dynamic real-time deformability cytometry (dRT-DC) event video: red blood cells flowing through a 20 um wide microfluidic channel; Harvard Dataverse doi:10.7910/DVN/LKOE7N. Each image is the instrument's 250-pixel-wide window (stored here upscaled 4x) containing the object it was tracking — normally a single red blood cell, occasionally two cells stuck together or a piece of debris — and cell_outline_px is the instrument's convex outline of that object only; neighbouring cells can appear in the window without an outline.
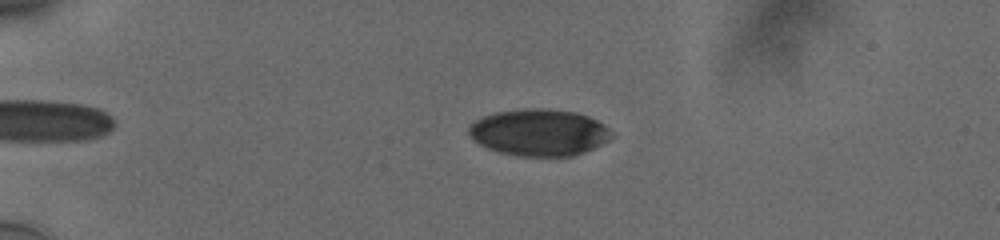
{"species": "human", "species_latin": "Homo sapiens", "temperature_condition": "cold", "stored_images_in_passage": 55, "camera_frame_rate_fps": 3000, "um_per_image_px": 0.085, "donor": {"sex": "male"}, "frame": {"image": 1, "passage_image": 13, "time_ms": 4.0, "image_size_px": [1000, 240], "cell_outline_px": [[616, 136], [584, 152], [572, 156], [516, 156], [500, 152], [488, 148], [472, 140], [468, 136], [468, 128], [476, 120], [484, 116], [496, 112], [528, 108], [544, 108], [576, 112], [588, 116], [604, 124]], "centroid_in_image_um": [45.82, 11.26], "position_along_channel_um": 39.2, "area_um2": 38.96}}
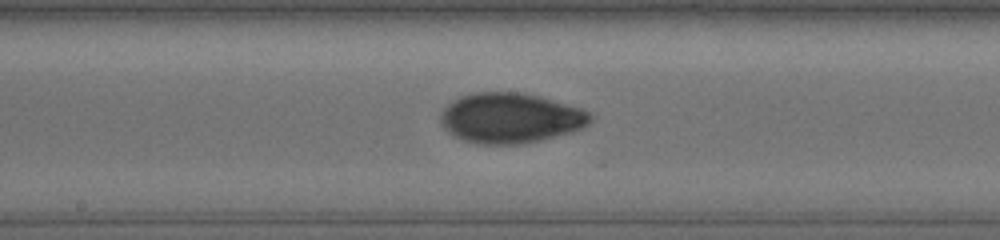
{"frame": {"image": 2, "passage_image": 31, "time_ms": 10.0, "image_size_px": [1000, 240], "cell_outline_px": [[592, 120], [584, 128], [572, 132], [524, 144], [476, 144], [464, 140], [456, 136], [444, 128], [440, 120], [440, 116], [444, 108], [448, 104], [460, 96], [476, 92], [520, 92], [536, 96], [580, 108], [588, 112], [592, 116]], "centroid_in_image_um": [43.38, 10.04], "position_along_channel_um": 204.8, "area_um2": 43.52}}
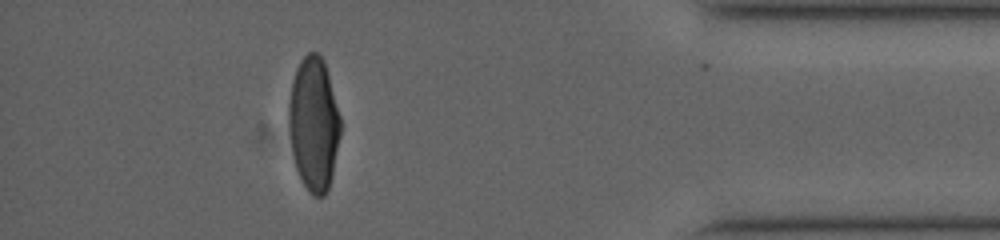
{"frame": {"image": 3, "passage_image": 50, "time_ms": 16.333, "image_size_px": [1000, 240], "cell_outline_px": [[340, 136], [332, 172], [328, 188], [324, 196], [312, 196], [308, 192], [296, 168], [292, 152], [288, 128], [288, 104], [292, 80], [296, 68], [300, 60], [308, 52], [316, 52], [324, 60], [340, 116]], "centroid_in_image_um": [26.65, 10.51], "position_along_channel_um": 408.6, "area_um2": 40.23}, "authors_computed_cell_mechanics": {"area_um2": 40.8068, "velocity_mm_per_s": 3.7759, "shape_relaxation_time_tau1_ms": 3.8491, "shape_relaxation_time_tau2_ms": 1.5565, "deformation_change_tau1": 0.157, "deformation_change_tau2": 0.046}}